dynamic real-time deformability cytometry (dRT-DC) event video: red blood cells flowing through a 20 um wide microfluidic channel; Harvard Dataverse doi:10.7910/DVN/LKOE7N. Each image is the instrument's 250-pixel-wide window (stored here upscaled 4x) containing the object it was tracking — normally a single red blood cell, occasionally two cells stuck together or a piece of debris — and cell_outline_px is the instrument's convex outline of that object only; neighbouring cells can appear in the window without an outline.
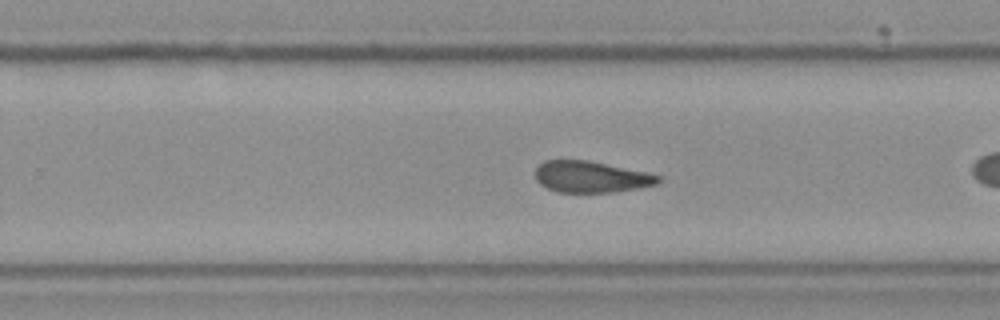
{"species": "Egyptian fruit bat (a non-hibernating species)", "species_latin": "Rousettus aegyptiacus", "temperature_condition": "cold", "stored_images_in_passage": 35, "camera_frame_rate_fps": 3000, "um_per_image_px": 0.085, "frame": {"image": 1, "passage_image": 20, "time_ms": 6.333, "image_size_px": [1000, 320], "cell_outline_px": [[660, 184], [640, 188], [616, 192], [556, 192], [540, 184], [536, 180], [536, 168], [544, 160], [584, 160], [644, 172], [660, 176]], "centroid_in_image_um": [50.23, 15.05], "position_along_channel_um": 279.6, "area_um2": 22.25}, "authors_computed_cell_mechanics": {"area_um2": 23.0044, "velocity_mm_per_s": 3.5948, "shape_relaxation_time_tau1_ms": null, "shape_relaxation_time_tau2_ms": 2.3124, "deformation_change_tau1": null, "deformation_change_tau2": 0.067}}